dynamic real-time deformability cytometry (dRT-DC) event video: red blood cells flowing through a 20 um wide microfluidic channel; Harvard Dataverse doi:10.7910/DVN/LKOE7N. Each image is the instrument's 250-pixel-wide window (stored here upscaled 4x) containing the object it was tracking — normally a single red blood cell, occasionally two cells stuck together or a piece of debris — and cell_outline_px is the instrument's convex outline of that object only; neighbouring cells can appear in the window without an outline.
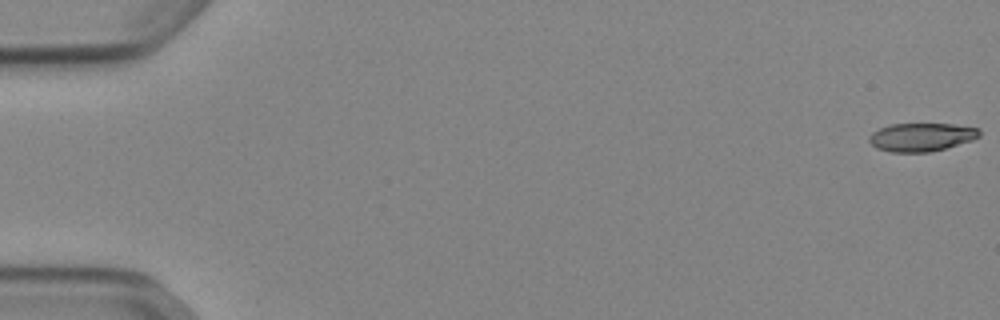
{"species": "Egyptian fruit bat (a non-hibernating species)", "species_latin": "Rousettus aegyptiacus", "temperature_condition": "cold", "stored_images_in_passage": 53, "camera_frame_rate_fps": 3000, "um_per_image_px": 0.085, "animal": {"sex": "female"}, "frame": {"image": 1, "passage_image": 1, "time_ms": 0.0, "image_size_px": [1000, 320], "cell_outline_px": [[980, 136], [972, 140], [944, 148], [928, 152], [892, 152], [876, 148], [868, 140], [868, 136], [872, 132], [880, 128], [892, 124], [956, 124], [980, 128]], "centroid_in_image_um": [78.32, 11.64], "position_along_channel_um": 6.7, "area_um2": 18.15}}
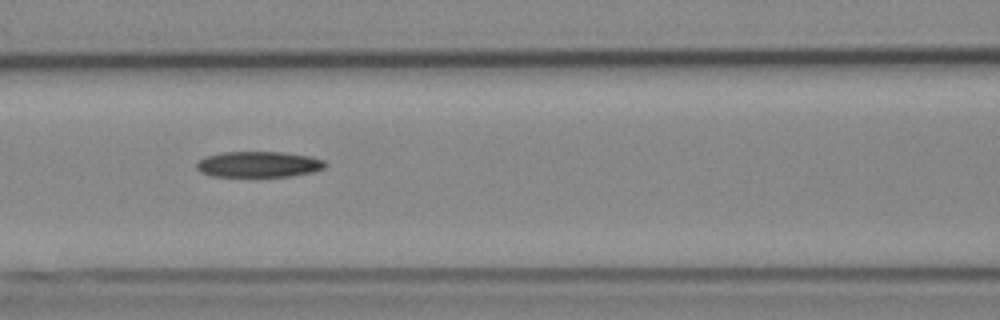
{"frame": {"image": 2, "passage_image": 24, "time_ms": 7.667, "image_size_px": [1000, 320], "cell_outline_px": [[328, 164], [324, 168], [312, 172], [292, 176], [212, 176], [200, 172], [196, 168], [196, 160], [204, 156], [224, 152], [284, 152], [312, 156], [324, 160]], "centroid_in_image_um": [21.98, 13.96], "position_along_channel_um": 144.6, "area_um2": 19.59}}
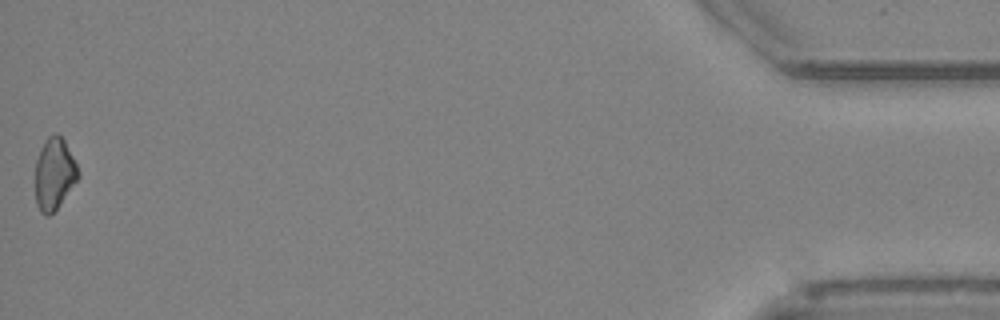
{"frame": {"image": 3, "passage_image": 53, "time_ms": 17.333, "image_size_px": [1000, 320], "cell_outline_px": [[80, 176], [60, 204], [48, 216], [44, 216], [40, 212], [36, 204], [36, 160], [40, 148], [48, 136], [56, 132], [64, 140], [80, 172]], "centroid_in_image_um": [4.61, 14.78], "position_along_channel_um": 430.6, "area_um2": 17.8}}